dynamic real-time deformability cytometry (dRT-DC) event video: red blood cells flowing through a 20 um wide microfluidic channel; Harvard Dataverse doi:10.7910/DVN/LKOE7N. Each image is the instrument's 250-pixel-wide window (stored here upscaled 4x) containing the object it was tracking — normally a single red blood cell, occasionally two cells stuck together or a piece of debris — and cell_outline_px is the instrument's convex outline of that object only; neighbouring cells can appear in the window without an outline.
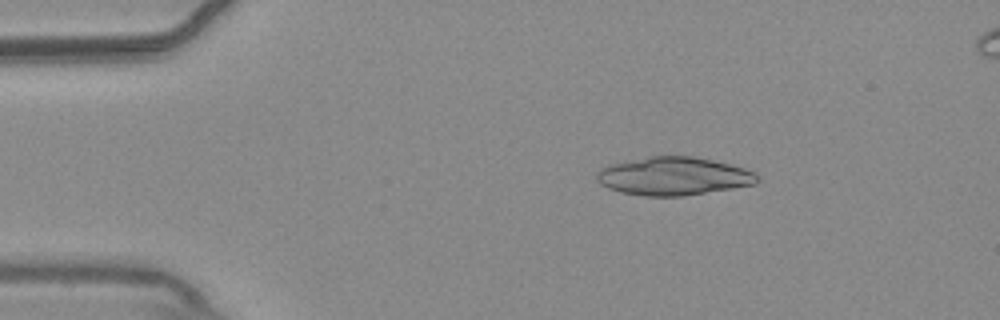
{"species": "common noctule bat (a hibernating species)", "species_latin": "Nyctalus noctula", "temperature_condition": "warm", "stored_images_in_passage": 54, "camera_frame_rate_fps": 3000, "um_per_image_px": 0.085, "animal": {"sex": "male", "body_mass_g": 20.4}, "frame": {"image": 1, "passage_image": 9, "time_ms": 2.667, "image_size_px": [1000, 320], "cell_outline_px": [[760, 180], [756, 184], [684, 196], [644, 196], [620, 192], [608, 188], [600, 184], [596, 180], [596, 172], [600, 168], [608, 164], [648, 156], [692, 156], [732, 164], [756, 172]], "centroid_in_image_um": [57.24, 14.97], "position_along_channel_um": 27.8, "area_um2": 36.07}}